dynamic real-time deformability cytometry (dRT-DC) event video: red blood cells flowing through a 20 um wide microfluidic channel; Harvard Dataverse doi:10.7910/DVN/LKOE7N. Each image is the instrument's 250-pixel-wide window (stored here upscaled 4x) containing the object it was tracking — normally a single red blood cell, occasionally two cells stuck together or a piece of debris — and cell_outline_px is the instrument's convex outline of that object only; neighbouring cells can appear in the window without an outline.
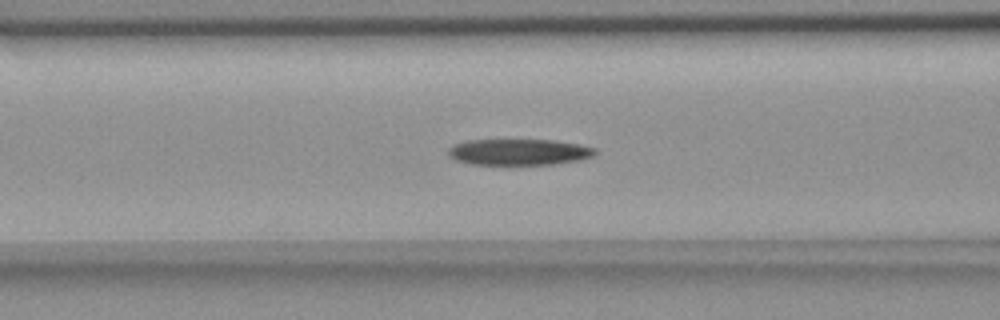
{"species": "common noctule bat (a hibernating species)", "species_latin": "Nyctalus noctula", "temperature_condition": "room temperature", "stored_images_in_passage": 41, "camera_frame_rate_fps": 3000, "um_per_image_px": 0.085, "animal": {"sex": "female", "body_mass_g": 18.4}, "frame": {"image": 1, "passage_image": 7, "time_ms": 2.0, "image_size_px": [1000, 320], "cell_outline_px": [[596, 152], [592, 156], [580, 160], [552, 164], [468, 164], [456, 160], [448, 156], [448, 148], [456, 144], [468, 140], [552, 140], [576, 144], [596, 148]], "centroid_in_image_um": [44.08, 12.92], "position_along_channel_um": 122.5, "area_um2": 22.2}}
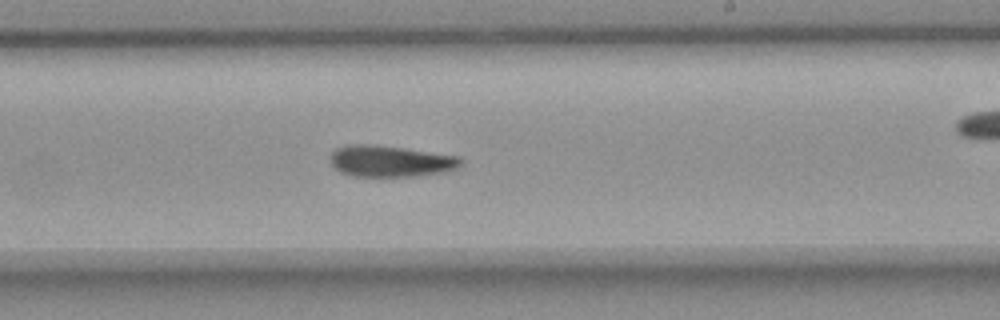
{"frame": {"image": 2, "passage_image": 18, "time_ms": 5.667, "image_size_px": [1000, 320], "cell_outline_px": [[464, 164], [448, 172], [420, 176], [352, 176], [340, 172], [332, 164], [328, 156], [336, 148], [348, 144], [376, 144], [460, 156], [464, 160]], "centroid_in_image_um": [33.22, 13.69], "position_along_channel_um": 255.8, "area_um2": 24.33}}
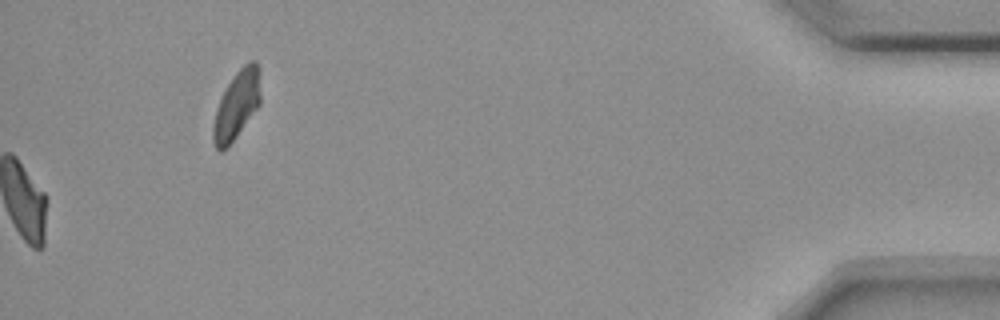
{"frame": {"image": 3, "passage_image": 41, "time_ms": 13.333, "image_size_px": [1000, 320], "cell_outline_px": [[260, 104], [236, 136], [220, 152], [216, 148], [212, 140], [212, 128], [216, 108], [228, 84], [236, 72], [244, 64], [252, 60], [256, 60], [260, 68]], "centroid_in_image_um": [20.13, 8.88], "position_along_channel_um": 415.1, "area_um2": 18.61}}